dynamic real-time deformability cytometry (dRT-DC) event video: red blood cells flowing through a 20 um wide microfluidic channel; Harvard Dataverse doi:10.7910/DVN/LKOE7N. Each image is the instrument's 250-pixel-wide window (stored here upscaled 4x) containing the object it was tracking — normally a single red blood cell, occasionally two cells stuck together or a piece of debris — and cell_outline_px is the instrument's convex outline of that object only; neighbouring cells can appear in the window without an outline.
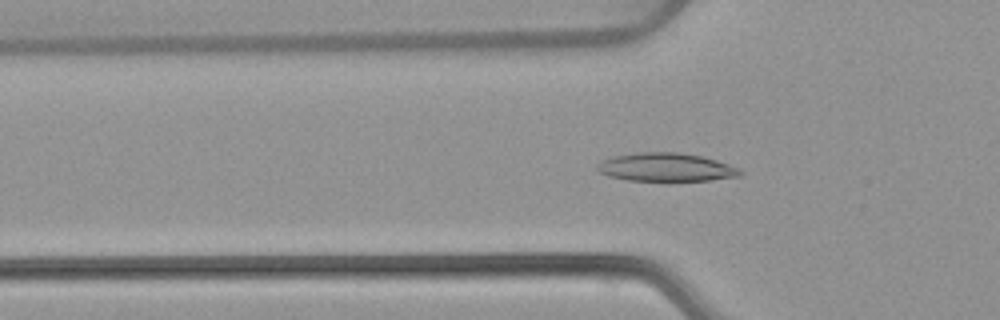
{"species": "common noctule bat (a hibernating species)", "species_latin": "Nyctalus noctula", "temperature_condition": "warm", "stored_images_in_passage": 54, "segment_of_instrument_passage": [1, 2], "camera_frame_rate_fps": 3000, "um_per_image_px": 0.085, "animal": {"sex": "female", "body_mass_g": 22.7, "forearm_length_mm": 54.2}, "frame": {"image": 1, "passage_image": 17, "time_ms": 5.333, "image_size_px": [1000, 320], "cell_outline_px": [[744, 172], [740, 176], [708, 180], [668, 184], [628, 180], [608, 176], [600, 172], [596, 168], [596, 164], [612, 156], [636, 152], [676, 152], [700, 156], [716, 160], [740, 168]], "centroid_in_image_um": [56.61, 14.26], "position_along_channel_um": 69.2, "area_um2": 24.62}}
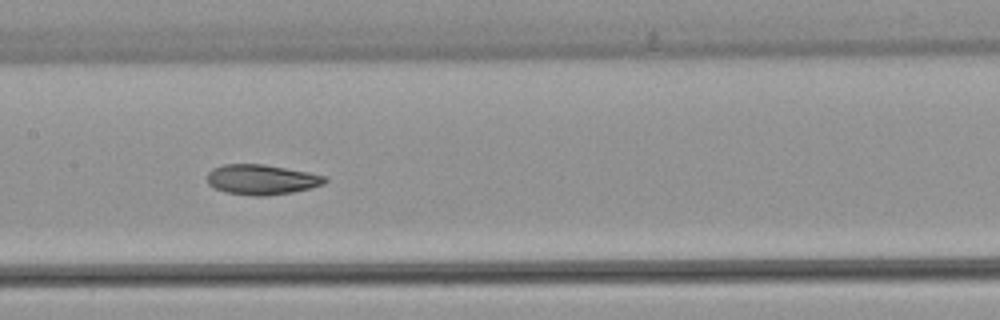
{"frame": {"image": 2, "passage_image": 26, "time_ms": 8.333, "image_size_px": [1000, 320], "cell_outline_px": [[328, 180], [324, 184], [312, 188], [292, 192], [268, 196], [252, 196], [228, 192], [216, 188], [208, 184], [208, 172], [212, 168], [224, 164], [264, 164], [308, 172], [328, 176]], "centroid_in_image_um": [22.28, 15.26], "position_along_channel_um": 185.1, "area_um2": 20.75}}
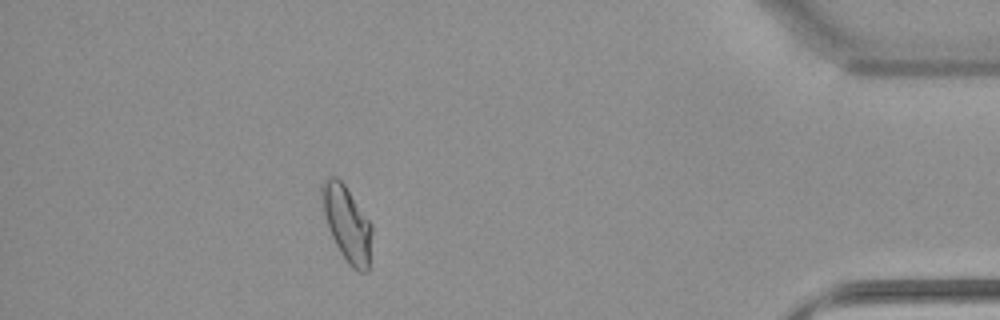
{"frame": {"image": 3, "passage_image": 47, "time_ms": 15.333, "image_size_px": [1000, 320], "cell_outline_px": [[372, 232], [368, 272], [356, 272], [348, 264], [340, 252], [328, 228], [324, 212], [320, 192], [320, 184], [328, 176], [336, 176], [344, 184], [372, 224]], "centroid_in_image_um": [29.49, 19.01], "position_along_channel_um": 405.7, "area_um2": 22.02}}